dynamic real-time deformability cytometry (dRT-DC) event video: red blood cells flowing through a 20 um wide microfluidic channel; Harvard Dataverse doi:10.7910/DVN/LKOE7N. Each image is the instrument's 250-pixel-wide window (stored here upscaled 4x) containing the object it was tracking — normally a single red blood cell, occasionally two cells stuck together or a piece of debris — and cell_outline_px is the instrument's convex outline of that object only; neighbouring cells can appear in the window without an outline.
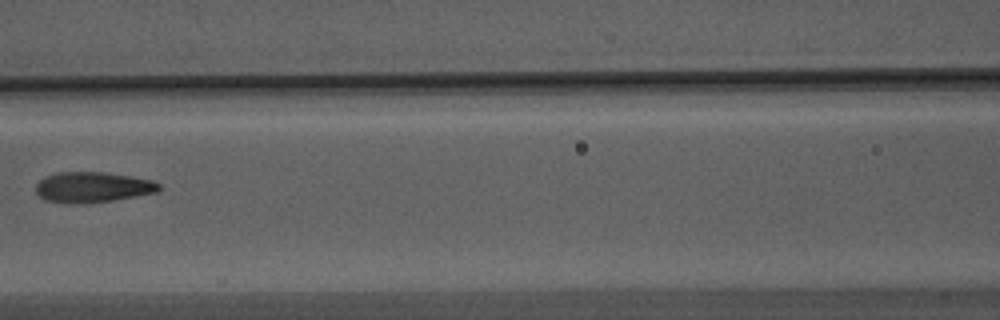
{"species": "Egyptian fruit bat (a non-hibernating species)", "species_latin": "Rousettus aegyptiacus", "temperature_condition": "warm", "stored_images_in_passage": 7, "camera_frame_rate_fps": 3000, "um_per_image_px": 0.085, "animal": {"sex": "male"}, "frame": {"image": 1, "passage_image": 5, "time_ms": 1.333, "image_size_px": [1000, 320], "cell_outline_px": [[160, 192], [112, 200], [84, 204], [68, 204], [44, 200], [36, 192], [36, 184], [44, 176], [56, 172], [104, 172], [152, 180], [160, 184]], "centroid_in_image_um": [7.85, 15.92], "position_along_channel_um": 158.8, "area_um2": 22.08}}